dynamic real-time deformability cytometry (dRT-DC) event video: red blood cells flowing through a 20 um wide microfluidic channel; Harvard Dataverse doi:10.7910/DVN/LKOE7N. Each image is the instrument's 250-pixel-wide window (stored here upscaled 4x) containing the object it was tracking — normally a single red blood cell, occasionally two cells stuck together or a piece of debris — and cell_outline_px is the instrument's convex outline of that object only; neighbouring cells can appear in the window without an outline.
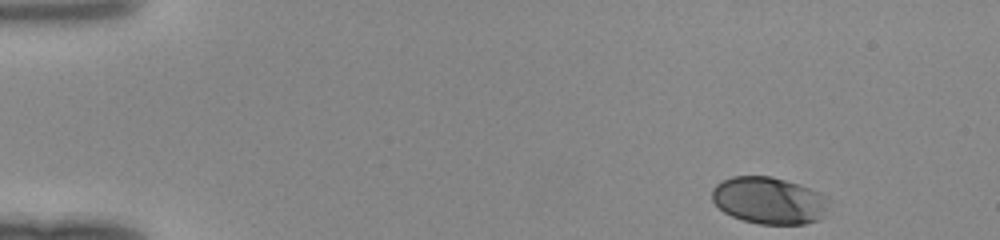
{"species": "human", "species_latin": "Homo sapiens", "temperature_condition": "room temperature", "stored_images_in_passage": 43, "camera_frame_rate_fps": 3000, "um_per_image_px": 0.085, "donor": {"sex": "female"}, "frame": {"image": 1, "passage_image": 1, "time_ms": 0.0, "image_size_px": [1000, 240], "cell_outline_px": [[832, 200], [824, 216], [820, 220], [804, 224], [760, 224], [744, 220], [732, 216], [724, 212], [712, 200], [712, 188], [720, 180], [732, 176], [772, 176], [800, 184], [820, 192], [828, 196]], "centroid_in_image_um": [65.42, 17.03], "position_along_channel_um": 19.6, "area_um2": 32.54}}
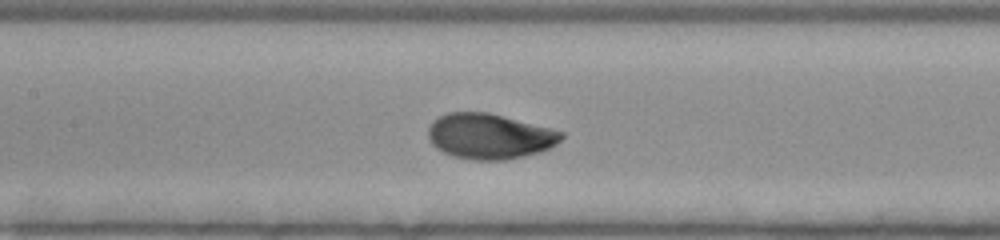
{"frame": {"image": 2, "passage_image": 19, "time_ms": 6.0, "image_size_px": [1000, 240], "cell_outline_px": [[564, 136], [556, 144], [540, 152], [524, 156], [504, 160], [472, 160], [452, 156], [436, 148], [432, 144], [428, 136], [428, 128], [432, 120], [448, 112], [488, 112], [552, 128], [564, 132]], "centroid_in_image_um": [41.6, 11.58], "position_along_channel_um": 165.8, "area_um2": 35.37}}
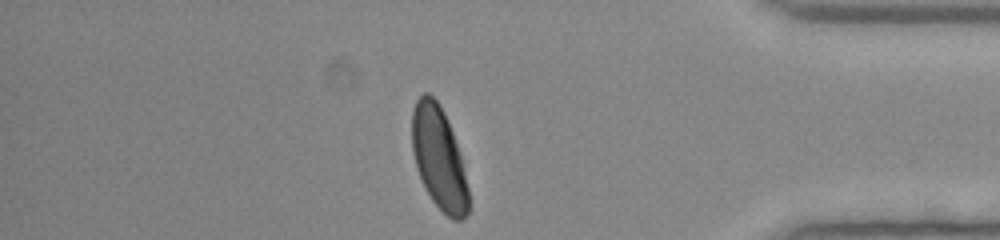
{"frame": {"image": 3, "passage_image": 37, "time_ms": 12.0, "image_size_px": [1000, 240], "cell_outline_px": [[468, 212], [460, 220], [452, 220], [432, 200], [416, 168], [412, 152], [412, 112], [416, 100], [424, 92], [428, 92], [440, 104], [444, 112], [452, 132], [460, 156], [468, 188]], "centroid_in_image_um": [37.28, 13.41], "position_along_channel_um": 397.9, "area_um2": 33.23}}